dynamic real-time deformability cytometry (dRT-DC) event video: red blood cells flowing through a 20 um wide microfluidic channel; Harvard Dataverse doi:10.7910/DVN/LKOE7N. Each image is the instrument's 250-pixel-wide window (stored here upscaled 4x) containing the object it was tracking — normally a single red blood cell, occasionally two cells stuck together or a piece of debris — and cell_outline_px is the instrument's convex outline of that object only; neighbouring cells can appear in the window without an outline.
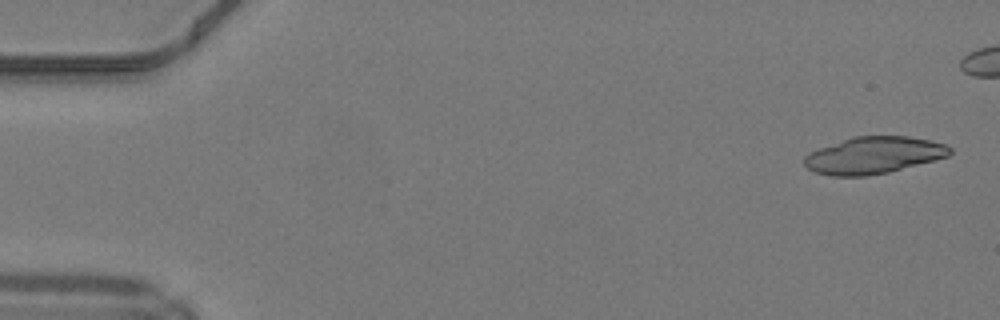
{"species": "common noctule bat (a hibernating species)", "species_latin": "Nyctalus noctula", "temperature_condition": "warm", "stored_images_in_passage": 7, "camera_frame_rate_fps": 3000, "um_per_image_px": 0.085, "animal": {"sex": "male", "body_mass_g": 19.2, "forearm_length_mm": 51.8}, "frame": {"image": 1, "passage_image": 1, "time_ms": 0.0, "image_size_px": [1000, 320], "cell_outline_px": [[952, 152], [948, 156], [888, 172], [868, 176], [832, 176], [816, 172], [808, 168], [804, 164], [804, 156], [808, 152], [852, 136], [908, 136], [928, 140], [944, 144], [952, 148]], "centroid_in_image_um": [74.23, 13.19], "position_along_channel_um": 10.8, "area_um2": 31.15}}